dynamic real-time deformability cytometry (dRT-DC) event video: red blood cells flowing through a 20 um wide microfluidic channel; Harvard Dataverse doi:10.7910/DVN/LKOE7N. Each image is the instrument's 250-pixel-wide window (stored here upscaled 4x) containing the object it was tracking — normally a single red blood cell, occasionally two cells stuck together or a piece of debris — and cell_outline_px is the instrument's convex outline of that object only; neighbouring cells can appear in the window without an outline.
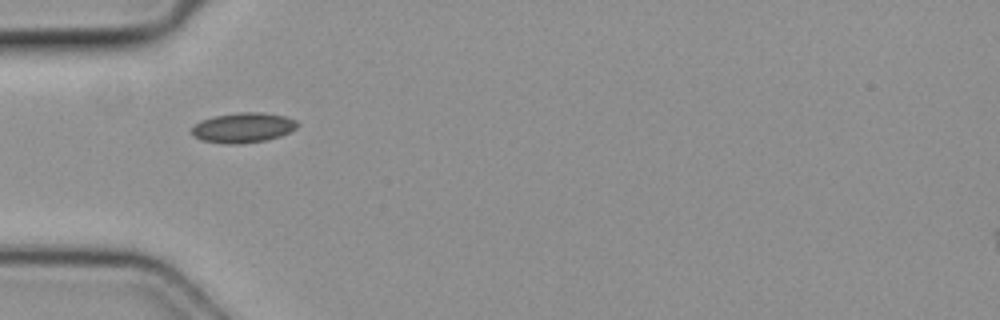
{"species": "common noctule bat (a hibernating species)", "species_latin": "Nyctalus noctula", "temperature_condition": "cold", "stored_images_in_passage": 2, "camera_frame_rate_fps": 3000, "um_per_image_px": 0.085, "animal": {"sex": "female", "body_mass_g": 19.3, "forearm_length_mm": 54.1}, "frame": {"image": 1, "passage_image": 1, "time_ms": 0.0, "image_size_px": [1000, 320], "cell_outline_px": [[300, 124], [296, 128], [280, 136], [264, 140], [240, 144], [228, 144], [204, 140], [196, 136], [192, 132], [192, 128], [200, 120], [216, 116], [240, 112], [260, 112], [284, 116], [296, 120]], "centroid_in_image_um": [20.7, 10.84], "position_along_channel_um": 64.3, "area_um2": 18.15}}
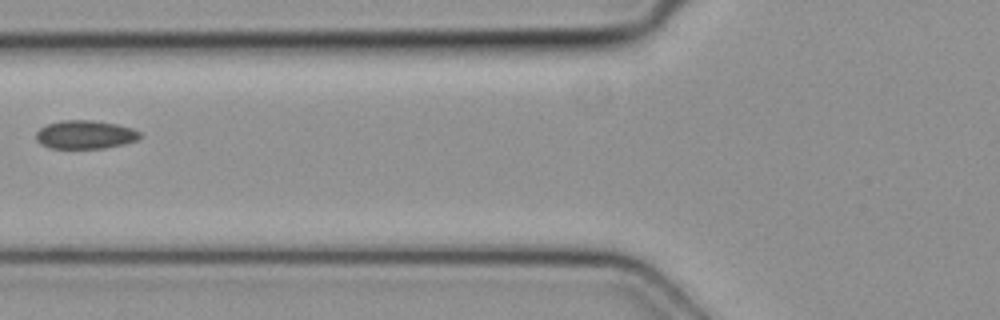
{"frame": {"image": 2, "passage_image": 2, "time_ms": 0.333, "image_size_px": [1000, 320], "cell_outline_px": [[140, 136], [136, 140], [124, 144], [104, 148], [52, 148], [40, 144], [36, 140], [36, 132], [40, 128], [48, 124], [64, 120], [92, 120], [116, 124], [132, 128], [140, 132]], "centroid_in_image_um": [7.22, 11.44], "position_along_channel_um": 118.6, "area_um2": 17.11}}